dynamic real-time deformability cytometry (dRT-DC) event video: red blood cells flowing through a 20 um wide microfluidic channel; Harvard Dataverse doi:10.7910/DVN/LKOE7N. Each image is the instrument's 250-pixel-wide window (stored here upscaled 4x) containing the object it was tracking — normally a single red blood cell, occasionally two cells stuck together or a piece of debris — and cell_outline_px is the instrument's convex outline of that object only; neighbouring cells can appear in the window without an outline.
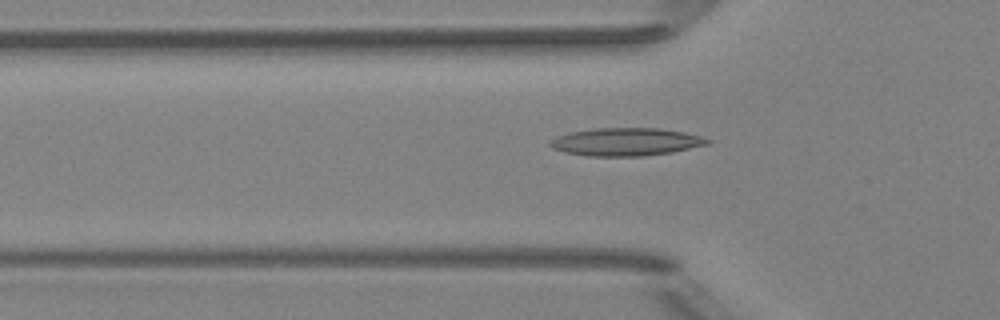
{"species": "Egyptian fruit bat (a non-hibernating species)", "species_latin": "Rousettus aegyptiacus", "temperature_condition": "room temperature", "stored_images_in_passage": 36, "camera_frame_rate_fps": 3000, "um_per_image_px": 0.085, "animal": {"sex": "female"}, "frame": {"image": 1, "passage_image": 2, "time_ms": 0.333, "image_size_px": [1000, 320], "cell_outline_px": [[712, 140], [708, 144], [672, 152], [640, 156], [588, 156], [568, 152], [552, 148], [548, 144], [556, 136], [572, 132], [592, 128], [660, 128], [684, 132], [700, 136]], "centroid_in_image_um": [53.22, 12.05], "position_along_channel_um": 72.6, "area_um2": 25.37}}
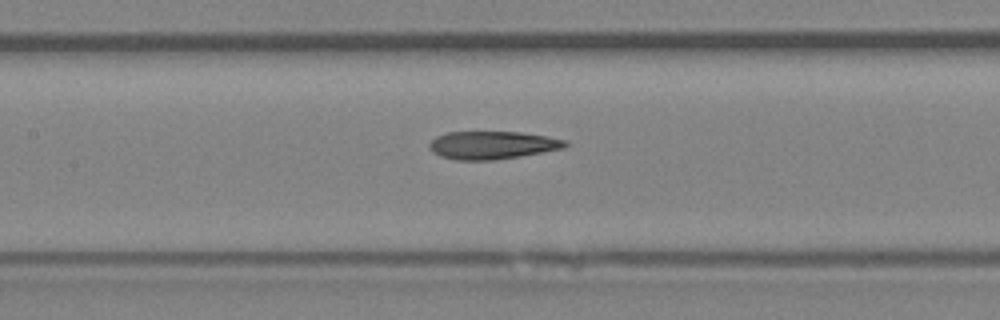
{"frame": {"image": 2, "passage_image": 9, "time_ms": 2.667, "image_size_px": [1000, 320], "cell_outline_px": [[568, 144], [564, 148], [520, 156], [496, 160], [456, 160], [440, 156], [432, 152], [428, 148], [428, 144], [436, 136], [448, 132], [520, 132], [568, 140]], "centroid_in_image_um": [41.81, 12.34], "position_along_channel_um": 165.6, "area_um2": 22.14}}
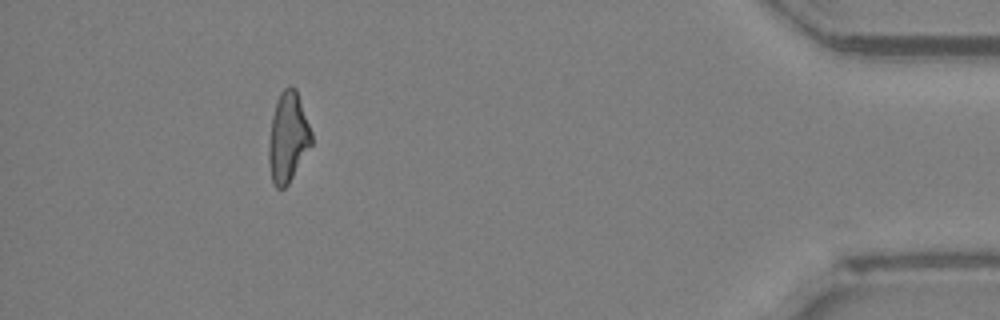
{"frame": {"image": 3, "passage_image": 32, "time_ms": 10.333, "image_size_px": [1000, 320], "cell_outline_px": [[312, 144], [288, 184], [284, 188], [276, 188], [272, 180], [268, 160], [268, 148], [272, 116], [276, 100], [280, 92], [288, 84], [292, 84], [296, 88], [312, 132]], "centroid_in_image_um": [24.47, 11.63], "position_along_channel_um": 410.7, "area_um2": 22.48}}